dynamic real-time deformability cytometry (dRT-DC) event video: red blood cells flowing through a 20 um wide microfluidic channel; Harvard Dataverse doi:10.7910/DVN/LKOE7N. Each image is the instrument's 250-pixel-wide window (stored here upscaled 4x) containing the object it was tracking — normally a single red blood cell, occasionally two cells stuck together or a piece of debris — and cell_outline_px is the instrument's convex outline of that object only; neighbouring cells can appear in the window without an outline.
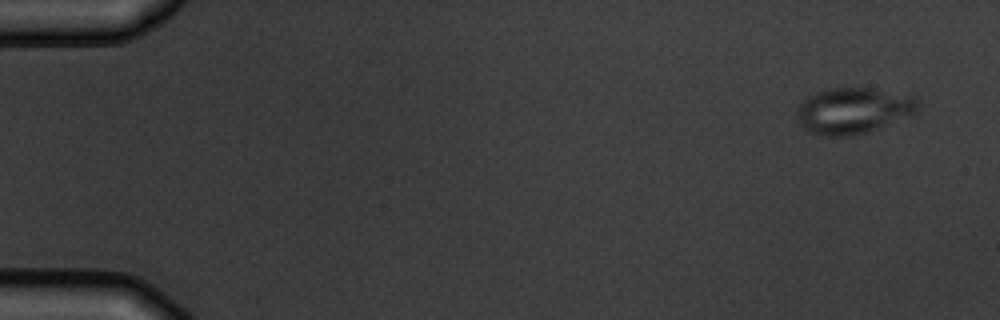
{"species": "common noctule bat (a hibernating species)", "species_latin": "Nyctalus noctula", "temperature_condition": "warm", "stored_images_in_passage": 5, "camera_frame_rate_fps": 3000, "um_per_image_px": 0.085, "animal": {"sex": "male", "body_mass_g": 19.5, "forearm_length_mm": 54.6}, "frame": {"image": 1, "passage_image": 1, "time_ms": 0.0, "image_size_px": [1000, 320], "cell_outline_px": [[920, 108], [912, 116], [868, 132], [852, 136], [816, 136], [808, 132], [800, 124], [796, 112], [800, 104], [804, 100], [816, 92], [828, 88], [872, 88], [916, 96], [920, 104]], "centroid_in_image_um": [72.57, 9.42], "position_along_channel_um": 12.4, "area_um2": 33.0}}